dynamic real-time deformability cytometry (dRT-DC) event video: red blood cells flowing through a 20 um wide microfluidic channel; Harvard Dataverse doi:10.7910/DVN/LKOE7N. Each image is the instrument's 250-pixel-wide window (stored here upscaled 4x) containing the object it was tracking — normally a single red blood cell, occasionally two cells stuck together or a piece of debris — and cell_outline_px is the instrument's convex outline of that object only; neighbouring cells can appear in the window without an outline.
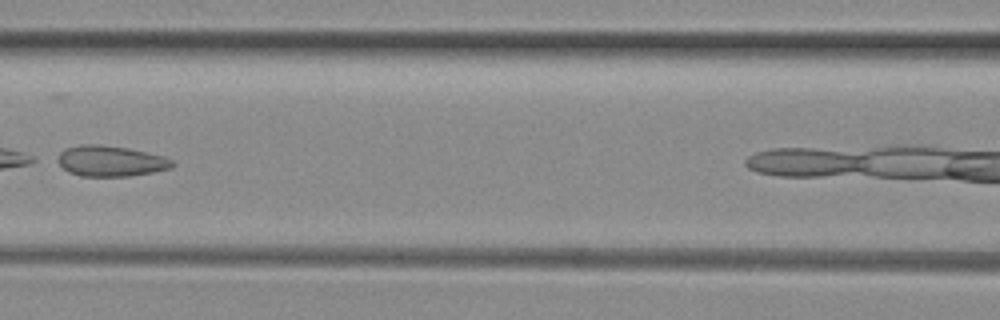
{"species": "common noctule bat (a hibernating species)", "species_latin": "Nyctalus noctula", "temperature_condition": "room temperature", "stored_images_in_passage": 5, "camera_frame_rate_fps": 3000, "um_per_image_px": 0.085, "animal": {"sex": "female", "body_mass_g": 29.2, "forearm_length_mm": 56.3}, "frame": {"image": 1, "passage_image": 3, "time_ms": 0.667, "image_size_px": [1000, 320], "cell_outline_px": [[176, 164], [172, 168], [152, 172], [128, 176], [80, 176], [68, 172], [52, 160], [64, 148], [80, 144], [100, 144], [128, 148], [164, 156], [172, 160]], "centroid_in_image_um": [9.33, 13.68], "position_along_channel_um": 157.3, "area_um2": 20.92}}
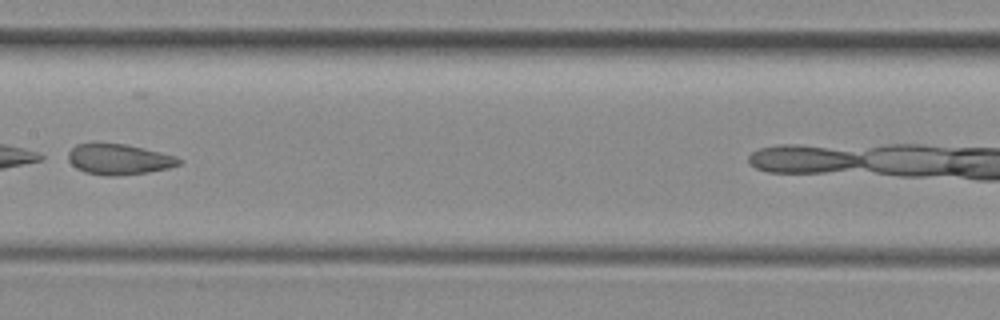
{"frame": {"image": 2, "passage_image": 4, "time_ms": 1.0, "image_size_px": [1000, 320], "cell_outline_px": [[184, 160], [180, 164], [168, 168], [148, 172], [112, 176], [108, 176], [84, 172], [76, 168], [68, 160], [68, 152], [76, 144], [96, 140], [124, 144], [144, 148], [176, 156]], "centroid_in_image_um": [10.06, 13.5], "position_along_channel_um": 197.3, "area_um2": 20.29}}